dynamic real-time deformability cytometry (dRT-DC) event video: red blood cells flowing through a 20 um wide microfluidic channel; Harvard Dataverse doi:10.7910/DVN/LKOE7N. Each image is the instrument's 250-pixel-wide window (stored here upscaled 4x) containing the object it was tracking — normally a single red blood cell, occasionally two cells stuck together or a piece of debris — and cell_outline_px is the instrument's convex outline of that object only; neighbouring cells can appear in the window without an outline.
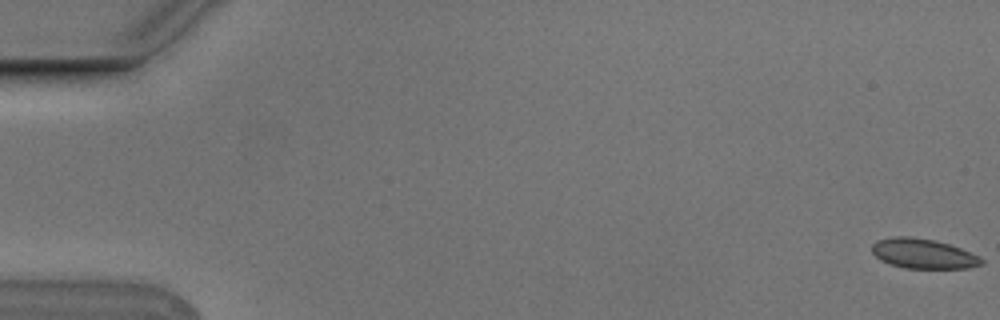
{"species": "Egyptian fruit bat (a non-hibernating species)", "species_latin": "Rousettus aegyptiacus", "temperature_condition": "cold", "stored_images_in_passage": 19, "camera_frame_rate_fps": 3000, "um_per_image_px": 0.085, "animal": {"sex": "male"}, "frame": {"image": 1, "passage_image": 1, "time_ms": 0.0, "image_size_px": [1000, 320], "cell_outline_px": [[984, 264], [968, 268], [904, 268], [888, 264], [880, 260], [872, 252], [872, 244], [876, 240], [892, 236], [908, 236], [932, 240], [948, 244], [960, 248], [980, 256], [984, 260]], "centroid_in_image_um": [78.46, 21.56], "position_along_channel_um": 6.5, "area_um2": 19.13}}
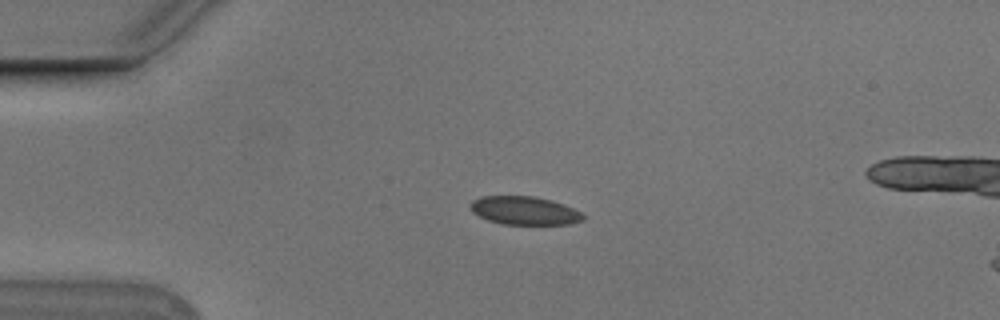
{"frame": {"image": 2, "passage_image": 14, "time_ms": 4.333, "image_size_px": [1000, 320], "cell_outline_px": [[584, 220], [568, 224], [504, 224], [488, 220], [472, 212], [468, 204], [472, 200], [480, 196], [532, 196], [552, 200], [564, 204], [580, 212], [584, 216]], "centroid_in_image_um": [44.55, 17.89], "position_along_channel_um": 40.5, "area_um2": 18.61}}